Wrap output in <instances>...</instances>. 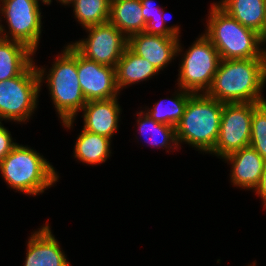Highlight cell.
<instances>
[{
  "instance_id": "1",
  "label": "cell",
  "mask_w": 266,
  "mask_h": 266,
  "mask_svg": "<svg viewBox=\"0 0 266 266\" xmlns=\"http://www.w3.org/2000/svg\"><path fill=\"white\" fill-rule=\"evenodd\" d=\"M265 83L264 58L221 59L206 94L222 103H264Z\"/></svg>"
},
{
  "instance_id": "2",
  "label": "cell",
  "mask_w": 266,
  "mask_h": 266,
  "mask_svg": "<svg viewBox=\"0 0 266 266\" xmlns=\"http://www.w3.org/2000/svg\"><path fill=\"white\" fill-rule=\"evenodd\" d=\"M64 48L54 59L52 68L50 67L48 72H45L46 68L37 65L36 69L40 85L43 86L42 83L47 80L52 103L63 126L70 129L73 127L78 112L82 110L87 101L77 75V50L70 43Z\"/></svg>"
},
{
  "instance_id": "3",
  "label": "cell",
  "mask_w": 266,
  "mask_h": 266,
  "mask_svg": "<svg viewBox=\"0 0 266 266\" xmlns=\"http://www.w3.org/2000/svg\"><path fill=\"white\" fill-rule=\"evenodd\" d=\"M0 172L11 189L29 196L44 193L59 180L55 168L43 155L22 144H17L0 162Z\"/></svg>"
},
{
  "instance_id": "4",
  "label": "cell",
  "mask_w": 266,
  "mask_h": 266,
  "mask_svg": "<svg viewBox=\"0 0 266 266\" xmlns=\"http://www.w3.org/2000/svg\"><path fill=\"white\" fill-rule=\"evenodd\" d=\"M223 104L206 93H193L175 127L178 146L185 142L197 151L210 153L219 137Z\"/></svg>"
},
{
  "instance_id": "5",
  "label": "cell",
  "mask_w": 266,
  "mask_h": 266,
  "mask_svg": "<svg viewBox=\"0 0 266 266\" xmlns=\"http://www.w3.org/2000/svg\"><path fill=\"white\" fill-rule=\"evenodd\" d=\"M205 35L218 50L221 59L263 58L259 34L229 16L216 3L209 8Z\"/></svg>"
},
{
  "instance_id": "6",
  "label": "cell",
  "mask_w": 266,
  "mask_h": 266,
  "mask_svg": "<svg viewBox=\"0 0 266 266\" xmlns=\"http://www.w3.org/2000/svg\"><path fill=\"white\" fill-rule=\"evenodd\" d=\"M40 90L35 62L21 75L0 81V121H28L38 106Z\"/></svg>"
},
{
  "instance_id": "7",
  "label": "cell",
  "mask_w": 266,
  "mask_h": 266,
  "mask_svg": "<svg viewBox=\"0 0 266 266\" xmlns=\"http://www.w3.org/2000/svg\"><path fill=\"white\" fill-rule=\"evenodd\" d=\"M178 74V87L192 93H206L221 61L218 50L203 33L185 51Z\"/></svg>"
},
{
  "instance_id": "8",
  "label": "cell",
  "mask_w": 266,
  "mask_h": 266,
  "mask_svg": "<svg viewBox=\"0 0 266 266\" xmlns=\"http://www.w3.org/2000/svg\"><path fill=\"white\" fill-rule=\"evenodd\" d=\"M0 3V15L5 17L9 29L5 30L0 19V37L21 42L36 52L43 31L40 3L35 0H0Z\"/></svg>"
},
{
  "instance_id": "9",
  "label": "cell",
  "mask_w": 266,
  "mask_h": 266,
  "mask_svg": "<svg viewBox=\"0 0 266 266\" xmlns=\"http://www.w3.org/2000/svg\"><path fill=\"white\" fill-rule=\"evenodd\" d=\"M261 103H224L220 132L214 149L209 153L223 159L227 155L250 146L253 111Z\"/></svg>"
},
{
  "instance_id": "10",
  "label": "cell",
  "mask_w": 266,
  "mask_h": 266,
  "mask_svg": "<svg viewBox=\"0 0 266 266\" xmlns=\"http://www.w3.org/2000/svg\"><path fill=\"white\" fill-rule=\"evenodd\" d=\"M85 29L87 38L73 42L71 45L86 59L116 67L128 46V38L109 21Z\"/></svg>"
},
{
  "instance_id": "11",
  "label": "cell",
  "mask_w": 266,
  "mask_h": 266,
  "mask_svg": "<svg viewBox=\"0 0 266 266\" xmlns=\"http://www.w3.org/2000/svg\"><path fill=\"white\" fill-rule=\"evenodd\" d=\"M77 75L86 101L107 100L120 94L115 67L86 59L77 51Z\"/></svg>"
},
{
  "instance_id": "12",
  "label": "cell",
  "mask_w": 266,
  "mask_h": 266,
  "mask_svg": "<svg viewBox=\"0 0 266 266\" xmlns=\"http://www.w3.org/2000/svg\"><path fill=\"white\" fill-rule=\"evenodd\" d=\"M179 41V37H165L144 31L130 36L128 47L160 72L183 51Z\"/></svg>"
},
{
  "instance_id": "13",
  "label": "cell",
  "mask_w": 266,
  "mask_h": 266,
  "mask_svg": "<svg viewBox=\"0 0 266 266\" xmlns=\"http://www.w3.org/2000/svg\"><path fill=\"white\" fill-rule=\"evenodd\" d=\"M31 233L24 266H71L47 222Z\"/></svg>"
},
{
  "instance_id": "14",
  "label": "cell",
  "mask_w": 266,
  "mask_h": 266,
  "mask_svg": "<svg viewBox=\"0 0 266 266\" xmlns=\"http://www.w3.org/2000/svg\"><path fill=\"white\" fill-rule=\"evenodd\" d=\"M231 164L230 180L232 185L255 189L259 184L266 160L251 146L244 147L223 158V161Z\"/></svg>"
},
{
  "instance_id": "15",
  "label": "cell",
  "mask_w": 266,
  "mask_h": 266,
  "mask_svg": "<svg viewBox=\"0 0 266 266\" xmlns=\"http://www.w3.org/2000/svg\"><path fill=\"white\" fill-rule=\"evenodd\" d=\"M117 97L107 100L87 101L82 108L83 129L91 133L112 138L118 131L121 107Z\"/></svg>"
},
{
  "instance_id": "16",
  "label": "cell",
  "mask_w": 266,
  "mask_h": 266,
  "mask_svg": "<svg viewBox=\"0 0 266 266\" xmlns=\"http://www.w3.org/2000/svg\"><path fill=\"white\" fill-rule=\"evenodd\" d=\"M159 71L147 59L136 55L128 46L115 67L116 85L119 90L141 81H146Z\"/></svg>"
},
{
  "instance_id": "17",
  "label": "cell",
  "mask_w": 266,
  "mask_h": 266,
  "mask_svg": "<svg viewBox=\"0 0 266 266\" xmlns=\"http://www.w3.org/2000/svg\"><path fill=\"white\" fill-rule=\"evenodd\" d=\"M36 54L25 44L0 37V81L21 75Z\"/></svg>"
},
{
  "instance_id": "18",
  "label": "cell",
  "mask_w": 266,
  "mask_h": 266,
  "mask_svg": "<svg viewBox=\"0 0 266 266\" xmlns=\"http://www.w3.org/2000/svg\"><path fill=\"white\" fill-rule=\"evenodd\" d=\"M108 21L127 38L146 29L140 0H112Z\"/></svg>"
},
{
  "instance_id": "19",
  "label": "cell",
  "mask_w": 266,
  "mask_h": 266,
  "mask_svg": "<svg viewBox=\"0 0 266 266\" xmlns=\"http://www.w3.org/2000/svg\"><path fill=\"white\" fill-rule=\"evenodd\" d=\"M216 4L243 26L261 32L266 18V0H220Z\"/></svg>"
},
{
  "instance_id": "20",
  "label": "cell",
  "mask_w": 266,
  "mask_h": 266,
  "mask_svg": "<svg viewBox=\"0 0 266 266\" xmlns=\"http://www.w3.org/2000/svg\"><path fill=\"white\" fill-rule=\"evenodd\" d=\"M111 139L82 130L74 146V158L87 165L102 164L111 156Z\"/></svg>"
},
{
  "instance_id": "21",
  "label": "cell",
  "mask_w": 266,
  "mask_h": 266,
  "mask_svg": "<svg viewBox=\"0 0 266 266\" xmlns=\"http://www.w3.org/2000/svg\"><path fill=\"white\" fill-rule=\"evenodd\" d=\"M136 114L138 115L136 121L138 122L137 131L141 133L146 142L152 145V147H160L168 150L179 149L174 126L155 121L143 110Z\"/></svg>"
},
{
  "instance_id": "22",
  "label": "cell",
  "mask_w": 266,
  "mask_h": 266,
  "mask_svg": "<svg viewBox=\"0 0 266 266\" xmlns=\"http://www.w3.org/2000/svg\"><path fill=\"white\" fill-rule=\"evenodd\" d=\"M192 94V92L179 89L178 87L177 92L173 94L172 98L163 99V101L166 100L165 102L159 101L154 103V107L146 109V113L157 122L176 127L185 112L188 99Z\"/></svg>"
},
{
  "instance_id": "23",
  "label": "cell",
  "mask_w": 266,
  "mask_h": 266,
  "mask_svg": "<svg viewBox=\"0 0 266 266\" xmlns=\"http://www.w3.org/2000/svg\"><path fill=\"white\" fill-rule=\"evenodd\" d=\"M110 0H76L71 6L74 17L84 28L106 23L109 20Z\"/></svg>"
},
{
  "instance_id": "24",
  "label": "cell",
  "mask_w": 266,
  "mask_h": 266,
  "mask_svg": "<svg viewBox=\"0 0 266 266\" xmlns=\"http://www.w3.org/2000/svg\"><path fill=\"white\" fill-rule=\"evenodd\" d=\"M142 4V14L146 22L145 32L149 34L162 35L165 37L179 36L180 26H167L168 21L162 8L156 6L154 0H140ZM154 2V3H153Z\"/></svg>"
},
{
  "instance_id": "25",
  "label": "cell",
  "mask_w": 266,
  "mask_h": 266,
  "mask_svg": "<svg viewBox=\"0 0 266 266\" xmlns=\"http://www.w3.org/2000/svg\"><path fill=\"white\" fill-rule=\"evenodd\" d=\"M250 146L266 160V102L253 111Z\"/></svg>"
},
{
  "instance_id": "26",
  "label": "cell",
  "mask_w": 266,
  "mask_h": 266,
  "mask_svg": "<svg viewBox=\"0 0 266 266\" xmlns=\"http://www.w3.org/2000/svg\"><path fill=\"white\" fill-rule=\"evenodd\" d=\"M18 143L13 141L11 132L0 123V162Z\"/></svg>"
},
{
  "instance_id": "27",
  "label": "cell",
  "mask_w": 266,
  "mask_h": 266,
  "mask_svg": "<svg viewBox=\"0 0 266 266\" xmlns=\"http://www.w3.org/2000/svg\"><path fill=\"white\" fill-rule=\"evenodd\" d=\"M254 191L259 197H261L262 203H264V209H266V163L259 184L253 190V192Z\"/></svg>"
},
{
  "instance_id": "28",
  "label": "cell",
  "mask_w": 266,
  "mask_h": 266,
  "mask_svg": "<svg viewBox=\"0 0 266 266\" xmlns=\"http://www.w3.org/2000/svg\"><path fill=\"white\" fill-rule=\"evenodd\" d=\"M259 41H260V46H263L266 43V18H265L263 28L261 32L259 33ZM261 53L266 63V49L261 47Z\"/></svg>"
},
{
  "instance_id": "29",
  "label": "cell",
  "mask_w": 266,
  "mask_h": 266,
  "mask_svg": "<svg viewBox=\"0 0 266 266\" xmlns=\"http://www.w3.org/2000/svg\"><path fill=\"white\" fill-rule=\"evenodd\" d=\"M58 1L59 3H61L62 5L64 6H67V5H72L76 0H56Z\"/></svg>"
},
{
  "instance_id": "30",
  "label": "cell",
  "mask_w": 266,
  "mask_h": 266,
  "mask_svg": "<svg viewBox=\"0 0 266 266\" xmlns=\"http://www.w3.org/2000/svg\"><path fill=\"white\" fill-rule=\"evenodd\" d=\"M39 3V1H42L43 4L50 5L52 3V0H35Z\"/></svg>"
},
{
  "instance_id": "31",
  "label": "cell",
  "mask_w": 266,
  "mask_h": 266,
  "mask_svg": "<svg viewBox=\"0 0 266 266\" xmlns=\"http://www.w3.org/2000/svg\"><path fill=\"white\" fill-rule=\"evenodd\" d=\"M248 266H256V262H253L252 265L250 264V265H248Z\"/></svg>"
}]
</instances>
